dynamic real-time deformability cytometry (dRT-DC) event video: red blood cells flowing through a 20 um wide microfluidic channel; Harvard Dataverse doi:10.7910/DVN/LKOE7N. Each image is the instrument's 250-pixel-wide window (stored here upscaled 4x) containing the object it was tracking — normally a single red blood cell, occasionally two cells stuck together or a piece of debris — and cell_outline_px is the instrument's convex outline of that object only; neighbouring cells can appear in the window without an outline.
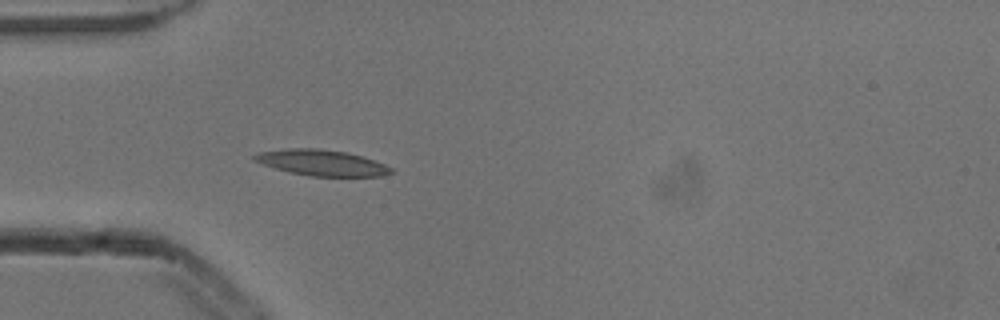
{"species": "common noctule bat (a hibernating species)", "species_latin": "Nyctalus noctula", "temperature_condition": "cold", "stored_images_in_passage": 5, "camera_frame_rate_fps": 3000, "um_per_image_px": 0.085, "animal": {"sex": "male", "body_mass_g": 13.3}, "frame": {"image": 1, "passage_image": 5, "time_ms": 1.333, "image_size_px": [1000, 320], "cell_outline_px": [[396, 172], [380, 176], [308, 176], [288, 172], [252, 160], [252, 156], [260, 152], [288, 148], [320, 148], [348, 152], [364, 156], [384, 164], [392, 168]], "centroid_in_image_um": [27.38, 13.83], "position_along_channel_um": 57.6, "area_um2": 20.75}}